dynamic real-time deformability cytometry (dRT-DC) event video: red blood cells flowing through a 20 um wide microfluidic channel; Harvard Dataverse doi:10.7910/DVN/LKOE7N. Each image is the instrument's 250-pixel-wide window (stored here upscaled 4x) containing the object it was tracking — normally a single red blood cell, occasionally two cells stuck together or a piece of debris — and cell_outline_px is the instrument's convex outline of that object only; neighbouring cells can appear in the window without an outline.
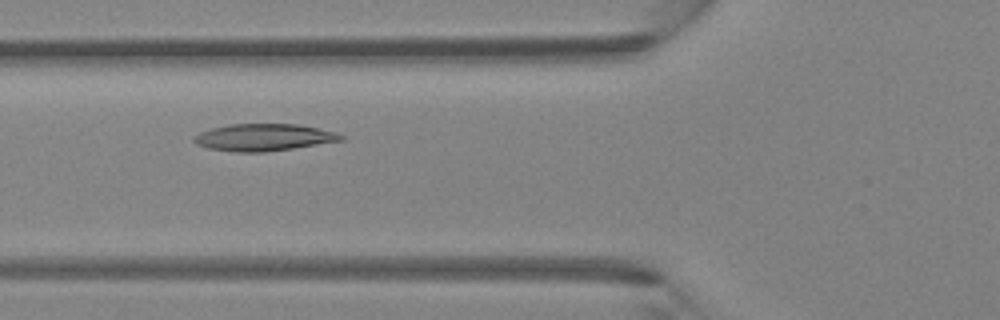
{"species": "Egyptian fruit bat (a non-hibernating species)", "species_latin": "Rousettus aegyptiacus", "temperature_condition": "room temperature", "stored_images_in_passage": 3, "camera_frame_rate_fps": 3000, "um_per_image_px": 0.085, "animal": {"sex": "female"}, "frame": {"image": 1, "passage_image": 3, "time_ms": 0.667, "image_size_px": [1000, 320], "cell_outline_px": [[344, 140], [292, 148], [264, 152], [236, 152], [208, 148], [196, 144], [192, 140], [192, 136], [200, 132], [212, 128], [228, 124], [296, 124], [336, 132], [344, 136]], "centroid_in_image_um": [22.37, 11.67], "position_along_channel_um": 103.4, "area_um2": 23.06}}